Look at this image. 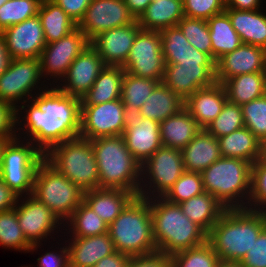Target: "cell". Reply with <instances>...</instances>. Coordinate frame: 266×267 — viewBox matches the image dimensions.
<instances>
[{"label":"cell","instance_id":"9c48e42d","mask_svg":"<svg viewBox=\"0 0 266 267\" xmlns=\"http://www.w3.org/2000/svg\"><path fill=\"white\" fill-rule=\"evenodd\" d=\"M185 101L196 90L216 82L215 61L194 46L177 58V64H166L162 81Z\"/></svg>","mask_w":266,"mask_h":267},{"label":"cell","instance_id":"ab89813d","mask_svg":"<svg viewBox=\"0 0 266 267\" xmlns=\"http://www.w3.org/2000/svg\"><path fill=\"white\" fill-rule=\"evenodd\" d=\"M218 261V255L208 241L171 255V267H216Z\"/></svg>","mask_w":266,"mask_h":267},{"label":"cell","instance_id":"bcb514c9","mask_svg":"<svg viewBox=\"0 0 266 267\" xmlns=\"http://www.w3.org/2000/svg\"><path fill=\"white\" fill-rule=\"evenodd\" d=\"M160 34L165 64H177V58L190 48V43L178 26L161 30Z\"/></svg>","mask_w":266,"mask_h":267},{"label":"cell","instance_id":"8d00e7d4","mask_svg":"<svg viewBox=\"0 0 266 267\" xmlns=\"http://www.w3.org/2000/svg\"><path fill=\"white\" fill-rule=\"evenodd\" d=\"M108 224L101 219L84 201L74 210L71 217L65 221L63 234L69 237H90L108 233ZM72 233V234H71Z\"/></svg>","mask_w":266,"mask_h":267},{"label":"cell","instance_id":"9f6ffc18","mask_svg":"<svg viewBox=\"0 0 266 267\" xmlns=\"http://www.w3.org/2000/svg\"><path fill=\"white\" fill-rule=\"evenodd\" d=\"M130 256L118 251L102 258L93 267H127Z\"/></svg>","mask_w":266,"mask_h":267},{"label":"cell","instance_id":"f5cc1de1","mask_svg":"<svg viewBox=\"0 0 266 267\" xmlns=\"http://www.w3.org/2000/svg\"><path fill=\"white\" fill-rule=\"evenodd\" d=\"M37 262L39 267H69L67 245L60 246L59 252L56 250L45 252L37 258Z\"/></svg>","mask_w":266,"mask_h":267},{"label":"cell","instance_id":"603a6c76","mask_svg":"<svg viewBox=\"0 0 266 267\" xmlns=\"http://www.w3.org/2000/svg\"><path fill=\"white\" fill-rule=\"evenodd\" d=\"M68 242L69 267H93L102 258L116 252L109 233L90 237H70Z\"/></svg>","mask_w":266,"mask_h":267},{"label":"cell","instance_id":"03108f58","mask_svg":"<svg viewBox=\"0 0 266 267\" xmlns=\"http://www.w3.org/2000/svg\"><path fill=\"white\" fill-rule=\"evenodd\" d=\"M226 5L230 0H221Z\"/></svg>","mask_w":266,"mask_h":267},{"label":"cell","instance_id":"2e32d148","mask_svg":"<svg viewBox=\"0 0 266 267\" xmlns=\"http://www.w3.org/2000/svg\"><path fill=\"white\" fill-rule=\"evenodd\" d=\"M165 65L160 32L140 29L122 66L125 72L162 82Z\"/></svg>","mask_w":266,"mask_h":267},{"label":"cell","instance_id":"681fc988","mask_svg":"<svg viewBox=\"0 0 266 267\" xmlns=\"http://www.w3.org/2000/svg\"><path fill=\"white\" fill-rule=\"evenodd\" d=\"M242 267H266V228L241 260Z\"/></svg>","mask_w":266,"mask_h":267},{"label":"cell","instance_id":"e0dca14e","mask_svg":"<svg viewBox=\"0 0 266 267\" xmlns=\"http://www.w3.org/2000/svg\"><path fill=\"white\" fill-rule=\"evenodd\" d=\"M135 21L125 0H91L78 28L91 41L103 31Z\"/></svg>","mask_w":266,"mask_h":267},{"label":"cell","instance_id":"f546056e","mask_svg":"<svg viewBox=\"0 0 266 267\" xmlns=\"http://www.w3.org/2000/svg\"><path fill=\"white\" fill-rule=\"evenodd\" d=\"M124 73L122 66H106L81 99V105H97L120 99Z\"/></svg>","mask_w":266,"mask_h":267},{"label":"cell","instance_id":"680465c9","mask_svg":"<svg viewBox=\"0 0 266 267\" xmlns=\"http://www.w3.org/2000/svg\"><path fill=\"white\" fill-rule=\"evenodd\" d=\"M152 0H125L130 13L137 20L141 14L146 10Z\"/></svg>","mask_w":266,"mask_h":267},{"label":"cell","instance_id":"83f0119b","mask_svg":"<svg viewBox=\"0 0 266 267\" xmlns=\"http://www.w3.org/2000/svg\"><path fill=\"white\" fill-rule=\"evenodd\" d=\"M202 128L184 107L160 122V136L164 147L182 150Z\"/></svg>","mask_w":266,"mask_h":267},{"label":"cell","instance_id":"be15d7a7","mask_svg":"<svg viewBox=\"0 0 266 267\" xmlns=\"http://www.w3.org/2000/svg\"><path fill=\"white\" fill-rule=\"evenodd\" d=\"M11 140V139H0V162H1V152L2 148L5 145L6 141Z\"/></svg>","mask_w":266,"mask_h":267},{"label":"cell","instance_id":"7bdbcfd3","mask_svg":"<svg viewBox=\"0 0 266 267\" xmlns=\"http://www.w3.org/2000/svg\"><path fill=\"white\" fill-rule=\"evenodd\" d=\"M241 105L226 102L221 113L207 126L206 130L216 138L244 127Z\"/></svg>","mask_w":266,"mask_h":267},{"label":"cell","instance_id":"6da1fadb","mask_svg":"<svg viewBox=\"0 0 266 267\" xmlns=\"http://www.w3.org/2000/svg\"><path fill=\"white\" fill-rule=\"evenodd\" d=\"M80 115L81 99L50 86L18 105L16 135L27 138L45 155L53 146L79 137Z\"/></svg>","mask_w":266,"mask_h":267},{"label":"cell","instance_id":"c3c4849f","mask_svg":"<svg viewBox=\"0 0 266 267\" xmlns=\"http://www.w3.org/2000/svg\"><path fill=\"white\" fill-rule=\"evenodd\" d=\"M225 5L221 0H184V16L208 20L214 15L225 11Z\"/></svg>","mask_w":266,"mask_h":267},{"label":"cell","instance_id":"8fae6325","mask_svg":"<svg viewBox=\"0 0 266 267\" xmlns=\"http://www.w3.org/2000/svg\"><path fill=\"white\" fill-rule=\"evenodd\" d=\"M184 171L181 150L160 147L141 165V183L138 196L147 199L163 197Z\"/></svg>","mask_w":266,"mask_h":267},{"label":"cell","instance_id":"74e56055","mask_svg":"<svg viewBox=\"0 0 266 267\" xmlns=\"http://www.w3.org/2000/svg\"><path fill=\"white\" fill-rule=\"evenodd\" d=\"M160 82L124 73L121 100L129 115L137 114Z\"/></svg>","mask_w":266,"mask_h":267},{"label":"cell","instance_id":"cb8c5ba5","mask_svg":"<svg viewBox=\"0 0 266 267\" xmlns=\"http://www.w3.org/2000/svg\"><path fill=\"white\" fill-rule=\"evenodd\" d=\"M225 88L219 82L200 88L190 95L184 102V107L197 121L202 129L221 113L227 102Z\"/></svg>","mask_w":266,"mask_h":267},{"label":"cell","instance_id":"30bf717a","mask_svg":"<svg viewBox=\"0 0 266 267\" xmlns=\"http://www.w3.org/2000/svg\"><path fill=\"white\" fill-rule=\"evenodd\" d=\"M44 158L31 141L8 140L1 152L0 177L19 197L31 195L36 169Z\"/></svg>","mask_w":266,"mask_h":267},{"label":"cell","instance_id":"1f68e13d","mask_svg":"<svg viewBox=\"0 0 266 267\" xmlns=\"http://www.w3.org/2000/svg\"><path fill=\"white\" fill-rule=\"evenodd\" d=\"M179 205L184 215L199 225L207 234L226 210L212 194L207 192L191 197Z\"/></svg>","mask_w":266,"mask_h":267},{"label":"cell","instance_id":"4fadbf2b","mask_svg":"<svg viewBox=\"0 0 266 267\" xmlns=\"http://www.w3.org/2000/svg\"><path fill=\"white\" fill-rule=\"evenodd\" d=\"M15 209L21 230L31 244L29 252L38 250L42 242L45 243L49 239L48 236L54 241V232H62V225L63 230L65 228L58 216L32 194L19 197Z\"/></svg>","mask_w":266,"mask_h":267},{"label":"cell","instance_id":"ac0fdd59","mask_svg":"<svg viewBox=\"0 0 266 267\" xmlns=\"http://www.w3.org/2000/svg\"><path fill=\"white\" fill-rule=\"evenodd\" d=\"M1 34L10 59H39L46 46L38 14L6 28Z\"/></svg>","mask_w":266,"mask_h":267},{"label":"cell","instance_id":"44dd1931","mask_svg":"<svg viewBox=\"0 0 266 267\" xmlns=\"http://www.w3.org/2000/svg\"><path fill=\"white\" fill-rule=\"evenodd\" d=\"M141 27L134 23L103 31L90 41L106 66H123Z\"/></svg>","mask_w":266,"mask_h":267},{"label":"cell","instance_id":"f6af8a7d","mask_svg":"<svg viewBox=\"0 0 266 267\" xmlns=\"http://www.w3.org/2000/svg\"><path fill=\"white\" fill-rule=\"evenodd\" d=\"M241 108L245 127L261 141L266 137V94L242 104Z\"/></svg>","mask_w":266,"mask_h":267},{"label":"cell","instance_id":"60d3db41","mask_svg":"<svg viewBox=\"0 0 266 267\" xmlns=\"http://www.w3.org/2000/svg\"><path fill=\"white\" fill-rule=\"evenodd\" d=\"M39 0H8L0 6V33L6 28L36 16Z\"/></svg>","mask_w":266,"mask_h":267},{"label":"cell","instance_id":"7402d4cb","mask_svg":"<svg viewBox=\"0 0 266 267\" xmlns=\"http://www.w3.org/2000/svg\"><path fill=\"white\" fill-rule=\"evenodd\" d=\"M266 72V50L242 43L233 52L227 53L215 62L216 82L241 74Z\"/></svg>","mask_w":266,"mask_h":267},{"label":"cell","instance_id":"9a60e30c","mask_svg":"<svg viewBox=\"0 0 266 267\" xmlns=\"http://www.w3.org/2000/svg\"><path fill=\"white\" fill-rule=\"evenodd\" d=\"M89 46L90 40L78 27L65 37L46 44L39 57L43 80L51 79L50 86L60 83L72 62Z\"/></svg>","mask_w":266,"mask_h":267},{"label":"cell","instance_id":"ba28073f","mask_svg":"<svg viewBox=\"0 0 266 267\" xmlns=\"http://www.w3.org/2000/svg\"><path fill=\"white\" fill-rule=\"evenodd\" d=\"M84 191L54 168L45 158L39 163L32 195L65 223L83 202Z\"/></svg>","mask_w":266,"mask_h":267},{"label":"cell","instance_id":"484cf974","mask_svg":"<svg viewBox=\"0 0 266 267\" xmlns=\"http://www.w3.org/2000/svg\"><path fill=\"white\" fill-rule=\"evenodd\" d=\"M181 152L184 170L195 173H201L222 157L218 139L206 129H201Z\"/></svg>","mask_w":266,"mask_h":267},{"label":"cell","instance_id":"277c9868","mask_svg":"<svg viewBox=\"0 0 266 267\" xmlns=\"http://www.w3.org/2000/svg\"><path fill=\"white\" fill-rule=\"evenodd\" d=\"M99 173V188L122 189L139 195L141 165L122 135L91 140Z\"/></svg>","mask_w":266,"mask_h":267},{"label":"cell","instance_id":"f1b7e54d","mask_svg":"<svg viewBox=\"0 0 266 267\" xmlns=\"http://www.w3.org/2000/svg\"><path fill=\"white\" fill-rule=\"evenodd\" d=\"M184 17L183 3L174 0H152L137 19L144 30L158 31L177 26Z\"/></svg>","mask_w":266,"mask_h":267},{"label":"cell","instance_id":"6125c7cd","mask_svg":"<svg viewBox=\"0 0 266 267\" xmlns=\"http://www.w3.org/2000/svg\"><path fill=\"white\" fill-rule=\"evenodd\" d=\"M216 267H242L241 262L219 260Z\"/></svg>","mask_w":266,"mask_h":267},{"label":"cell","instance_id":"f907efd6","mask_svg":"<svg viewBox=\"0 0 266 267\" xmlns=\"http://www.w3.org/2000/svg\"><path fill=\"white\" fill-rule=\"evenodd\" d=\"M16 109L0 101V139L16 138Z\"/></svg>","mask_w":266,"mask_h":267},{"label":"cell","instance_id":"e575fe53","mask_svg":"<svg viewBox=\"0 0 266 267\" xmlns=\"http://www.w3.org/2000/svg\"><path fill=\"white\" fill-rule=\"evenodd\" d=\"M38 16L43 27L46 44L57 41L78 25L53 0H43L38 9Z\"/></svg>","mask_w":266,"mask_h":267},{"label":"cell","instance_id":"d4e9b609","mask_svg":"<svg viewBox=\"0 0 266 267\" xmlns=\"http://www.w3.org/2000/svg\"><path fill=\"white\" fill-rule=\"evenodd\" d=\"M136 196L122 189L96 188L85 191L83 201L110 225Z\"/></svg>","mask_w":266,"mask_h":267},{"label":"cell","instance_id":"db71d44e","mask_svg":"<svg viewBox=\"0 0 266 267\" xmlns=\"http://www.w3.org/2000/svg\"><path fill=\"white\" fill-rule=\"evenodd\" d=\"M78 25L83 19L91 0H53Z\"/></svg>","mask_w":266,"mask_h":267},{"label":"cell","instance_id":"91938a15","mask_svg":"<svg viewBox=\"0 0 266 267\" xmlns=\"http://www.w3.org/2000/svg\"><path fill=\"white\" fill-rule=\"evenodd\" d=\"M9 61L10 57L5 47L4 38L0 33V75L6 70Z\"/></svg>","mask_w":266,"mask_h":267},{"label":"cell","instance_id":"4dcf8cb0","mask_svg":"<svg viewBox=\"0 0 266 267\" xmlns=\"http://www.w3.org/2000/svg\"><path fill=\"white\" fill-rule=\"evenodd\" d=\"M184 102L173 90L160 82L137 112V115L161 122L183 109Z\"/></svg>","mask_w":266,"mask_h":267},{"label":"cell","instance_id":"5bb4252c","mask_svg":"<svg viewBox=\"0 0 266 267\" xmlns=\"http://www.w3.org/2000/svg\"><path fill=\"white\" fill-rule=\"evenodd\" d=\"M128 118L121 98L97 105H81L79 137L93 140L122 135Z\"/></svg>","mask_w":266,"mask_h":267},{"label":"cell","instance_id":"ffe728a7","mask_svg":"<svg viewBox=\"0 0 266 267\" xmlns=\"http://www.w3.org/2000/svg\"><path fill=\"white\" fill-rule=\"evenodd\" d=\"M159 129L160 122L137 114L129 115L122 137L128 150L140 165L163 146Z\"/></svg>","mask_w":266,"mask_h":267},{"label":"cell","instance_id":"f35d334b","mask_svg":"<svg viewBox=\"0 0 266 267\" xmlns=\"http://www.w3.org/2000/svg\"><path fill=\"white\" fill-rule=\"evenodd\" d=\"M0 246L25 253H29L31 248L21 230L15 208L0 213Z\"/></svg>","mask_w":266,"mask_h":267},{"label":"cell","instance_id":"52a82bcc","mask_svg":"<svg viewBox=\"0 0 266 267\" xmlns=\"http://www.w3.org/2000/svg\"><path fill=\"white\" fill-rule=\"evenodd\" d=\"M45 159L84 192L99 188L98 166L91 140L76 137L53 146Z\"/></svg>","mask_w":266,"mask_h":267},{"label":"cell","instance_id":"816d5d0a","mask_svg":"<svg viewBox=\"0 0 266 267\" xmlns=\"http://www.w3.org/2000/svg\"><path fill=\"white\" fill-rule=\"evenodd\" d=\"M127 267H171V256L161 251L130 256Z\"/></svg>","mask_w":266,"mask_h":267},{"label":"cell","instance_id":"4316f807","mask_svg":"<svg viewBox=\"0 0 266 267\" xmlns=\"http://www.w3.org/2000/svg\"><path fill=\"white\" fill-rule=\"evenodd\" d=\"M258 10H235L225 8L232 26L242 43L261 47L266 50V14Z\"/></svg>","mask_w":266,"mask_h":267},{"label":"cell","instance_id":"5b68a950","mask_svg":"<svg viewBox=\"0 0 266 267\" xmlns=\"http://www.w3.org/2000/svg\"><path fill=\"white\" fill-rule=\"evenodd\" d=\"M251 167L246 160L221 157L201 172L204 191L212 194L226 209L247 208Z\"/></svg>","mask_w":266,"mask_h":267},{"label":"cell","instance_id":"11a10c76","mask_svg":"<svg viewBox=\"0 0 266 267\" xmlns=\"http://www.w3.org/2000/svg\"><path fill=\"white\" fill-rule=\"evenodd\" d=\"M19 196L0 177V213L16 207Z\"/></svg>","mask_w":266,"mask_h":267},{"label":"cell","instance_id":"6f0895ef","mask_svg":"<svg viewBox=\"0 0 266 267\" xmlns=\"http://www.w3.org/2000/svg\"><path fill=\"white\" fill-rule=\"evenodd\" d=\"M263 0H230L225 8L235 10H258Z\"/></svg>","mask_w":266,"mask_h":267},{"label":"cell","instance_id":"e7e4bbea","mask_svg":"<svg viewBox=\"0 0 266 267\" xmlns=\"http://www.w3.org/2000/svg\"><path fill=\"white\" fill-rule=\"evenodd\" d=\"M8 0H0V6H2Z\"/></svg>","mask_w":266,"mask_h":267},{"label":"cell","instance_id":"7c38bea8","mask_svg":"<svg viewBox=\"0 0 266 267\" xmlns=\"http://www.w3.org/2000/svg\"><path fill=\"white\" fill-rule=\"evenodd\" d=\"M41 80V67L38 58L10 59L6 70L0 75V101L9 103L17 109V104L21 105L30 100L38 91L50 87L46 85L47 81L42 80L41 82ZM36 89H38L37 93Z\"/></svg>","mask_w":266,"mask_h":267},{"label":"cell","instance_id":"836d02e7","mask_svg":"<svg viewBox=\"0 0 266 267\" xmlns=\"http://www.w3.org/2000/svg\"><path fill=\"white\" fill-rule=\"evenodd\" d=\"M217 139L222 157L239 158L251 164L259 158L260 141L245 126Z\"/></svg>","mask_w":266,"mask_h":267},{"label":"cell","instance_id":"b9f144b4","mask_svg":"<svg viewBox=\"0 0 266 267\" xmlns=\"http://www.w3.org/2000/svg\"><path fill=\"white\" fill-rule=\"evenodd\" d=\"M177 26L183 32L190 45L207 53L212 58V45L209 27L205 19L183 17Z\"/></svg>","mask_w":266,"mask_h":267},{"label":"cell","instance_id":"d6a6232c","mask_svg":"<svg viewBox=\"0 0 266 267\" xmlns=\"http://www.w3.org/2000/svg\"><path fill=\"white\" fill-rule=\"evenodd\" d=\"M227 100L242 105L266 94V72L241 74L222 83Z\"/></svg>","mask_w":266,"mask_h":267},{"label":"cell","instance_id":"8992f818","mask_svg":"<svg viewBox=\"0 0 266 267\" xmlns=\"http://www.w3.org/2000/svg\"><path fill=\"white\" fill-rule=\"evenodd\" d=\"M115 250L128 256L157 251L149 199L136 196L108 226Z\"/></svg>","mask_w":266,"mask_h":267},{"label":"cell","instance_id":"94428289","mask_svg":"<svg viewBox=\"0 0 266 267\" xmlns=\"http://www.w3.org/2000/svg\"><path fill=\"white\" fill-rule=\"evenodd\" d=\"M258 160L266 162V137L260 141Z\"/></svg>","mask_w":266,"mask_h":267},{"label":"cell","instance_id":"7dc6e473","mask_svg":"<svg viewBox=\"0 0 266 267\" xmlns=\"http://www.w3.org/2000/svg\"><path fill=\"white\" fill-rule=\"evenodd\" d=\"M248 209L266 212V162L257 160L251 167V192Z\"/></svg>","mask_w":266,"mask_h":267},{"label":"cell","instance_id":"ee69618b","mask_svg":"<svg viewBox=\"0 0 266 267\" xmlns=\"http://www.w3.org/2000/svg\"><path fill=\"white\" fill-rule=\"evenodd\" d=\"M204 191L201 173L184 171L175 184L163 196L175 204L202 194Z\"/></svg>","mask_w":266,"mask_h":267},{"label":"cell","instance_id":"d590c367","mask_svg":"<svg viewBox=\"0 0 266 267\" xmlns=\"http://www.w3.org/2000/svg\"><path fill=\"white\" fill-rule=\"evenodd\" d=\"M206 21L211 38L212 59L215 62L223 55L233 52L242 44L240 36L233 28L225 11L212 16Z\"/></svg>","mask_w":266,"mask_h":267},{"label":"cell","instance_id":"003e7915","mask_svg":"<svg viewBox=\"0 0 266 267\" xmlns=\"http://www.w3.org/2000/svg\"><path fill=\"white\" fill-rule=\"evenodd\" d=\"M174 1H177V2H182V3H184V0H174Z\"/></svg>","mask_w":266,"mask_h":267},{"label":"cell","instance_id":"7a4b0ae2","mask_svg":"<svg viewBox=\"0 0 266 267\" xmlns=\"http://www.w3.org/2000/svg\"><path fill=\"white\" fill-rule=\"evenodd\" d=\"M266 228V212L226 209L207 235L219 260L241 262Z\"/></svg>","mask_w":266,"mask_h":267},{"label":"cell","instance_id":"3957f363","mask_svg":"<svg viewBox=\"0 0 266 267\" xmlns=\"http://www.w3.org/2000/svg\"><path fill=\"white\" fill-rule=\"evenodd\" d=\"M153 238L158 251L167 255L197 247L207 241V233L186 217L179 204L163 197L149 199Z\"/></svg>","mask_w":266,"mask_h":267},{"label":"cell","instance_id":"d6986e66","mask_svg":"<svg viewBox=\"0 0 266 267\" xmlns=\"http://www.w3.org/2000/svg\"><path fill=\"white\" fill-rule=\"evenodd\" d=\"M105 67L103 59L90 45L72 62L56 87L68 95L82 99Z\"/></svg>","mask_w":266,"mask_h":267}]
</instances>
